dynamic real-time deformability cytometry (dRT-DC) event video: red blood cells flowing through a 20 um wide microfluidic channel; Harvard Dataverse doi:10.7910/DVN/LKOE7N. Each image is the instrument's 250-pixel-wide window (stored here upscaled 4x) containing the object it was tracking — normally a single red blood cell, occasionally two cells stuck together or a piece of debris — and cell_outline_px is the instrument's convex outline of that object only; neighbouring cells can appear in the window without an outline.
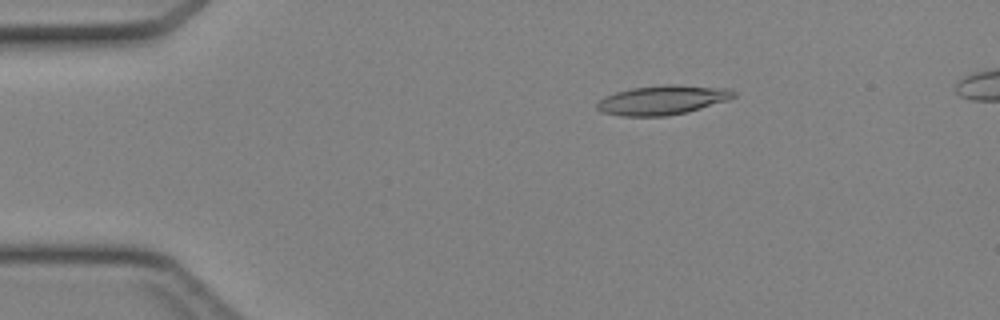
{"species": "Egyptian fruit bat (a non-hibernating species)", "species_latin": "Rousettus aegyptiacus", "temperature_condition": "cold", "stored_images_in_passage": 42, "camera_frame_rate_fps": 3000, "um_per_image_px": 0.085, "animal": {"sex": "female"}, "frame": {"image": 1, "passage_image": 4, "time_ms": 1.0, "image_size_px": [1000, 320], "cell_outline_px": [[736, 96], [728, 100], [700, 108], [668, 116], [620, 116], [600, 112], [596, 108], [596, 104], [604, 96], [616, 92], [632, 88], [664, 84], [676, 84], [732, 88], [736, 92]], "centroid_in_image_um": [56.32, 8.49], "position_along_channel_um": 28.7, "area_um2": 23.58}}
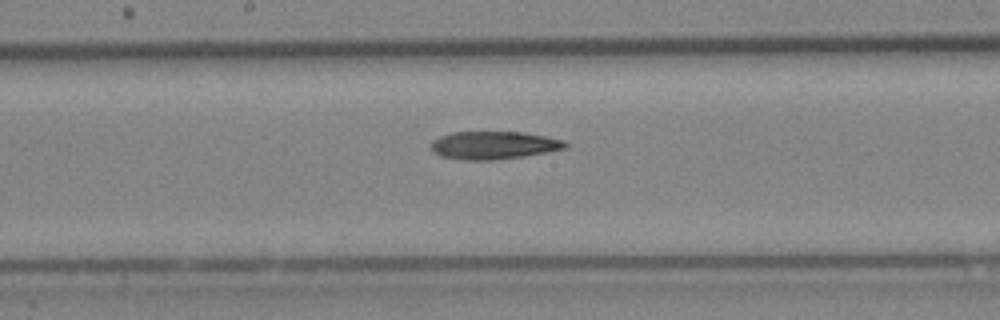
{"frame": {"image": 2, "passage_image": 20, "time_ms": 6.333, "image_size_px": [1000, 320], "cell_outline_px": [[568, 148], [520, 156], [492, 160], [460, 160], [440, 156], [432, 152], [432, 140], [440, 136], [452, 132], [524, 132], [564, 140], [568, 144]], "centroid_in_image_um": [41.93, 12.34], "position_along_channel_um": 206.3, "area_um2": 21.73}}
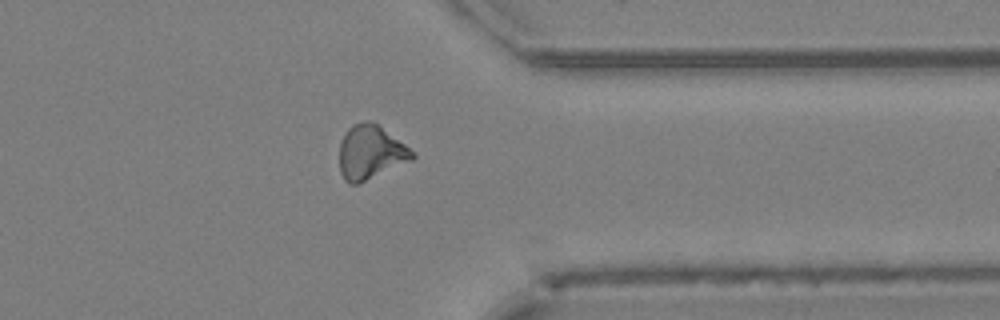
{"frame": {"image": 3, "passage_image": 32, "time_ms": 10.333, "image_size_px": [1000, 320], "cell_outline_px": [[416, 156], [412, 160], [356, 184], [348, 184], [344, 180], [340, 172], [340, 140], [348, 128], [352, 124], [364, 120], [368, 120], [376, 124], [416, 152]], "centroid_in_image_um": [31.48, 12.94], "position_along_channel_um": 379.9, "area_um2": 22.77}}